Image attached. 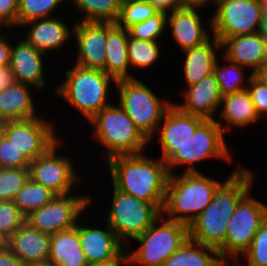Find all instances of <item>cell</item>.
I'll list each match as a JSON object with an SVG mask.
<instances>
[{"label":"cell","mask_w":267,"mask_h":266,"mask_svg":"<svg viewBox=\"0 0 267 266\" xmlns=\"http://www.w3.org/2000/svg\"><path fill=\"white\" fill-rule=\"evenodd\" d=\"M215 190L211 203L189 224V239L218 249L239 201L253 188L254 173L237 165Z\"/></svg>","instance_id":"obj_1"},{"label":"cell","mask_w":267,"mask_h":266,"mask_svg":"<svg viewBox=\"0 0 267 266\" xmlns=\"http://www.w3.org/2000/svg\"><path fill=\"white\" fill-rule=\"evenodd\" d=\"M112 185L119 191L163 208L169 171L161 158L145 153L117 155L105 161Z\"/></svg>","instance_id":"obj_2"},{"label":"cell","mask_w":267,"mask_h":266,"mask_svg":"<svg viewBox=\"0 0 267 266\" xmlns=\"http://www.w3.org/2000/svg\"><path fill=\"white\" fill-rule=\"evenodd\" d=\"M221 183L202 172L170 174L161 215L189 226L211 203Z\"/></svg>","instance_id":"obj_3"},{"label":"cell","mask_w":267,"mask_h":266,"mask_svg":"<svg viewBox=\"0 0 267 266\" xmlns=\"http://www.w3.org/2000/svg\"><path fill=\"white\" fill-rule=\"evenodd\" d=\"M63 83L53 88L57 95L90 121L101 109L111 104L109 92L116 80L103 70L73 65L65 72ZM112 84V85H111Z\"/></svg>","instance_id":"obj_4"},{"label":"cell","mask_w":267,"mask_h":266,"mask_svg":"<svg viewBox=\"0 0 267 266\" xmlns=\"http://www.w3.org/2000/svg\"><path fill=\"white\" fill-rule=\"evenodd\" d=\"M89 123L93 138L104 149L105 161L117 155L143 153L147 144L151 145L118 102L101 109Z\"/></svg>","instance_id":"obj_5"},{"label":"cell","mask_w":267,"mask_h":266,"mask_svg":"<svg viewBox=\"0 0 267 266\" xmlns=\"http://www.w3.org/2000/svg\"><path fill=\"white\" fill-rule=\"evenodd\" d=\"M188 238V225L160 215L149 228L133 239L139 245L137 249H129V245H126L128 262L132 266H164L165 261Z\"/></svg>","instance_id":"obj_6"},{"label":"cell","mask_w":267,"mask_h":266,"mask_svg":"<svg viewBox=\"0 0 267 266\" xmlns=\"http://www.w3.org/2000/svg\"><path fill=\"white\" fill-rule=\"evenodd\" d=\"M115 86L119 93L118 103L136 128L149 142L156 140L157 128L173 102L166 98L160 99L152 88L137 77L117 80Z\"/></svg>","instance_id":"obj_7"},{"label":"cell","mask_w":267,"mask_h":266,"mask_svg":"<svg viewBox=\"0 0 267 266\" xmlns=\"http://www.w3.org/2000/svg\"><path fill=\"white\" fill-rule=\"evenodd\" d=\"M225 133L214 120H205L195 131L192 137L166 161L170 174H174L176 167L184 168L185 173L200 172L195 166L207 159H219L231 162ZM195 164V165H194Z\"/></svg>","instance_id":"obj_8"},{"label":"cell","mask_w":267,"mask_h":266,"mask_svg":"<svg viewBox=\"0 0 267 266\" xmlns=\"http://www.w3.org/2000/svg\"><path fill=\"white\" fill-rule=\"evenodd\" d=\"M267 219V205L249 191L237 204L224 238L217 249L222 259L233 265L251 245L257 230Z\"/></svg>","instance_id":"obj_9"},{"label":"cell","mask_w":267,"mask_h":266,"mask_svg":"<svg viewBox=\"0 0 267 266\" xmlns=\"http://www.w3.org/2000/svg\"><path fill=\"white\" fill-rule=\"evenodd\" d=\"M112 202L107 212V223L118 239L126 246L127 241L141 235L161 215L155 205L117 190L113 186Z\"/></svg>","instance_id":"obj_10"},{"label":"cell","mask_w":267,"mask_h":266,"mask_svg":"<svg viewBox=\"0 0 267 266\" xmlns=\"http://www.w3.org/2000/svg\"><path fill=\"white\" fill-rule=\"evenodd\" d=\"M263 0H217L209 29L220 42L259 31Z\"/></svg>","instance_id":"obj_11"},{"label":"cell","mask_w":267,"mask_h":266,"mask_svg":"<svg viewBox=\"0 0 267 266\" xmlns=\"http://www.w3.org/2000/svg\"><path fill=\"white\" fill-rule=\"evenodd\" d=\"M63 142V138L60 139L45 154L29 164V177L57 195L75 193L76 191H73L75 186L80 185L84 180L82 176L75 173L73 160L61 154L60 149L66 145Z\"/></svg>","instance_id":"obj_12"},{"label":"cell","mask_w":267,"mask_h":266,"mask_svg":"<svg viewBox=\"0 0 267 266\" xmlns=\"http://www.w3.org/2000/svg\"><path fill=\"white\" fill-rule=\"evenodd\" d=\"M73 194V195H72ZM91 195L69 193L57 195L51 202L33 210L25 217V222L32 228L52 235L71 229L77 225L81 215L91 204Z\"/></svg>","instance_id":"obj_13"},{"label":"cell","mask_w":267,"mask_h":266,"mask_svg":"<svg viewBox=\"0 0 267 266\" xmlns=\"http://www.w3.org/2000/svg\"><path fill=\"white\" fill-rule=\"evenodd\" d=\"M38 116L33 119L7 121L3 134L29 162L45 154L61 137L53 121Z\"/></svg>","instance_id":"obj_14"},{"label":"cell","mask_w":267,"mask_h":266,"mask_svg":"<svg viewBox=\"0 0 267 266\" xmlns=\"http://www.w3.org/2000/svg\"><path fill=\"white\" fill-rule=\"evenodd\" d=\"M205 120L203 117L184 113L175 104H172L164 113L155 133L162 150L160 158L166 162L179 147L192 137Z\"/></svg>","instance_id":"obj_15"},{"label":"cell","mask_w":267,"mask_h":266,"mask_svg":"<svg viewBox=\"0 0 267 266\" xmlns=\"http://www.w3.org/2000/svg\"><path fill=\"white\" fill-rule=\"evenodd\" d=\"M75 22L73 37L78 51L74 64L105 72L107 22Z\"/></svg>","instance_id":"obj_16"},{"label":"cell","mask_w":267,"mask_h":266,"mask_svg":"<svg viewBox=\"0 0 267 266\" xmlns=\"http://www.w3.org/2000/svg\"><path fill=\"white\" fill-rule=\"evenodd\" d=\"M18 42V43H17ZM12 43L10 68L15 82L31 85L34 89L45 90L46 76L44 52L37 50L24 38Z\"/></svg>","instance_id":"obj_17"},{"label":"cell","mask_w":267,"mask_h":266,"mask_svg":"<svg viewBox=\"0 0 267 266\" xmlns=\"http://www.w3.org/2000/svg\"><path fill=\"white\" fill-rule=\"evenodd\" d=\"M201 9L181 7L167 13L166 27L170 28L172 38L181 52L203 44L212 36V31L203 26V16L199 13Z\"/></svg>","instance_id":"obj_18"},{"label":"cell","mask_w":267,"mask_h":266,"mask_svg":"<svg viewBox=\"0 0 267 266\" xmlns=\"http://www.w3.org/2000/svg\"><path fill=\"white\" fill-rule=\"evenodd\" d=\"M27 32L23 37L30 45L37 50L49 54V52L56 50L68 44L67 41L72 42L73 25H67L65 19L59 16L49 18H42L29 21L22 25Z\"/></svg>","instance_id":"obj_19"},{"label":"cell","mask_w":267,"mask_h":266,"mask_svg":"<svg viewBox=\"0 0 267 266\" xmlns=\"http://www.w3.org/2000/svg\"><path fill=\"white\" fill-rule=\"evenodd\" d=\"M181 93L183 101L174 103L182 112L214 120L220 108L222 95L214 73L204 77L197 84L187 87Z\"/></svg>","instance_id":"obj_20"},{"label":"cell","mask_w":267,"mask_h":266,"mask_svg":"<svg viewBox=\"0 0 267 266\" xmlns=\"http://www.w3.org/2000/svg\"><path fill=\"white\" fill-rule=\"evenodd\" d=\"M82 223H79L80 244L89 265L116 259L126 249L107 223L105 229Z\"/></svg>","instance_id":"obj_21"},{"label":"cell","mask_w":267,"mask_h":266,"mask_svg":"<svg viewBox=\"0 0 267 266\" xmlns=\"http://www.w3.org/2000/svg\"><path fill=\"white\" fill-rule=\"evenodd\" d=\"M51 235L38 231L24 222L5 242L24 266L48 264Z\"/></svg>","instance_id":"obj_22"},{"label":"cell","mask_w":267,"mask_h":266,"mask_svg":"<svg viewBox=\"0 0 267 266\" xmlns=\"http://www.w3.org/2000/svg\"><path fill=\"white\" fill-rule=\"evenodd\" d=\"M265 39L254 34L227 37L221 42L222 56L230 62L251 70L254 74L264 59Z\"/></svg>","instance_id":"obj_23"},{"label":"cell","mask_w":267,"mask_h":266,"mask_svg":"<svg viewBox=\"0 0 267 266\" xmlns=\"http://www.w3.org/2000/svg\"><path fill=\"white\" fill-rule=\"evenodd\" d=\"M220 50H222L221 42L212 35L203 44L182 51L185 55L182 63V75L186 81V88L214 73L215 65L220 57L218 55Z\"/></svg>","instance_id":"obj_24"},{"label":"cell","mask_w":267,"mask_h":266,"mask_svg":"<svg viewBox=\"0 0 267 266\" xmlns=\"http://www.w3.org/2000/svg\"><path fill=\"white\" fill-rule=\"evenodd\" d=\"M31 85L14 82L0 92V120L19 121L41 116L32 96ZM39 114V115H38Z\"/></svg>","instance_id":"obj_25"},{"label":"cell","mask_w":267,"mask_h":266,"mask_svg":"<svg viewBox=\"0 0 267 266\" xmlns=\"http://www.w3.org/2000/svg\"><path fill=\"white\" fill-rule=\"evenodd\" d=\"M219 117L216 122L224 133L232 131L231 127L244 128L257 124L262 120L256 112L255 105L251 100L247 89L222 96L219 108ZM221 119L224 125L221 124ZM227 131V132H226Z\"/></svg>","instance_id":"obj_26"},{"label":"cell","mask_w":267,"mask_h":266,"mask_svg":"<svg viewBox=\"0 0 267 266\" xmlns=\"http://www.w3.org/2000/svg\"><path fill=\"white\" fill-rule=\"evenodd\" d=\"M128 40L127 29L120 27L117 23L107 22L105 72L116 81L136 78L134 74L130 73L132 71H129Z\"/></svg>","instance_id":"obj_27"},{"label":"cell","mask_w":267,"mask_h":266,"mask_svg":"<svg viewBox=\"0 0 267 266\" xmlns=\"http://www.w3.org/2000/svg\"><path fill=\"white\" fill-rule=\"evenodd\" d=\"M80 220L75 227L51 235L49 265L89 266L80 244Z\"/></svg>","instance_id":"obj_28"},{"label":"cell","mask_w":267,"mask_h":266,"mask_svg":"<svg viewBox=\"0 0 267 266\" xmlns=\"http://www.w3.org/2000/svg\"><path fill=\"white\" fill-rule=\"evenodd\" d=\"M217 249L187 239L164 266H227Z\"/></svg>","instance_id":"obj_29"},{"label":"cell","mask_w":267,"mask_h":266,"mask_svg":"<svg viewBox=\"0 0 267 266\" xmlns=\"http://www.w3.org/2000/svg\"><path fill=\"white\" fill-rule=\"evenodd\" d=\"M79 11L77 22H109L117 23L121 13L122 0H68Z\"/></svg>","instance_id":"obj_30"},{"label":"cell","mask_w":267,"mask_h":266,"mask_svg":"<svg viewBox=\"0 0 267 266\" xmlns=\"http://www.w3.org/2000/svg\"><path fill=\"white\" fill-rule=\"evenodd\" d=\"M220 58H222L223 61ZM220 58L214 68V74L218 81L220 94L224 96L245 90L253 74L251 72L250 74L248 72L246 73L245 70L248 69L236 63L230 62L223 56ZM221 61L225 62V64H221ZM245 74H249V77Z\"/></svg>","instance_id":"obj_31"},{"label":"cell","mask_w":267,"mask_h":266,"mask_svg":"<svg viewBox=\"0 0 267 266\" xmlns=\"http://www.w3.org/2000/svg\"><path fill=\"white\" fill-rule=\"evenodd\" d=\"M57 196L51 189L34 182L30 177L17 193L14 203L26 217L30 212L40 209Z\"/></svg>","instance_id":"obj_32"},{"label":"cell","mask_w":267,"mask_h":266,"mask_svg":"<svg viewBox=\"0 0 267 266\" xmlns=\"http://www.w3.org/2000/svg\"><path fill=\"white\" fill-rule=\"evenodd\" d=\"M160 43V41H146L129 37L127 50L130 68L144 71V69L154 66L161 57Z\"/></svg>","instance_id":"obj_33"},{"label":"cell","mask_w":267,"mask_h":266,"mask_svg":"<svg viewBox=\"0 0 267 266\" xmlns=\"http://www.w3.org/2000/svg\"><path fill=\"white\" fill-rule=\"evenodd\" d=\"M68 0H19L17 26L32 20L53 17L60 4Z\"/></svg>","instance_id":"obj_34"},{"label":"cell","mask_w":267,"mask_h":266,"mask_svg":"<svg viewBox=\"0 0 267 266\" xmlns=\"http://www.w3.org/2000/svg\"><path fill=\"white\" fill-rule=\"evenodd\" d=\"M159 11L146 0H122L117 24L125 29L153 17Z\"/></svg>","instance_id":"obj_35"},{"label":"cell","mask_w":267,"mask_h":266,"mask_svg":"<svg viewBox=\"0 0 267 266\" xmlns=\"http://www.w3.org/2000/svg\"><path fill=\"white\" fill-rule=\"evenodd\" d=\"M240 258L246 261L245 264L238 259L232 266H267V219Z\"/></svg>","instance_id":"obj_36"},{"label":"cell","mask_w":267,"mask_h":266,"mask_svg":"<svg viewBox=\"0 0 267 266\" xmlns=\"http://www.w3.org/2000/svg\"><path fill=\"white\" fill-rule=\"evenodd\" d=\"M29 178V168H0V201H14Z\"/></svg>","instance_id":"obj_37"},{"label":"cell","mask_w":267,"mask_h":266,"mask_svg":"<svg viewBox=\"0 0 267 266\" xmlns=\"http://www.w3.org/2000/svg\"><path fill=\"white\" fill-rule=\"evenodd\" d=\"M167 13L158 12L151 18L140 22L138 24L129 27V37L141 39V40H152L161 41V37L165 31H167Z\"/></svg>","instance_id":"obj_38"},{"label":"cell","mask_w":267,"mask_h":266,"mask_svg":"<svg viewBox=\"0 0 267 266\" xmlns=\"http://www.w3.org/2000/svg\"><path fill=\"white\" fill-rule=\"evenodd\" d=\"M25 222L14 201H0V243H5Z\"/></svg>","instance_id":"obj_39"},{"label":"cell","mask_w":267,"mask_h":266,"mask_svg":"<svg viewBox=\"0 0 267 266\" xmlns=\"http://www.w3.org/2000/svg\"><path fill=\"white\" fill-rule=\"evenodd\" d=\"M30 162L3 134L0 137V168H29Z\"/></svg>","instance_id":"obj_40"},{"label":"cell","mask_w":267,"mask_h":266,"mask_svg":"<svg viewBox=\"0 0 267 266\" xmlns=\"http://www.w3.org/2000/svg\"><path fill=\"white\" fill-rule=\"evenodd\" d=\"M247 91L255 105L257 114L261 119L267 118V84L261 82L254 75L251 76Z\"/></svg>","instance_id":"obj_41"},{"label":"cell","mask_w":267,"mask_h":266,"mask_svg":"<svg viewBox=\"0 0 267 266\" xmlns=\"http://www.w3.org/2000/svg\"><path fill=\"white\" fill-rule=\"evenodd\" d=\"M18 2L19 0H0V28L3 30L17 28Z\"/></svg>","instance_id":"obj_42"},{"label":"cell","mask_w":267,"mask_h":266,"mask_svg":"<svg viewBox=\"0 0 267 266\" xmlns=\"http://www.w3.org/2000/svg\"><path fill=\"white\" fill-rule=\"evenodd\" d=\"M1 30V29H0ZM1 32V31H0ZM0 33V68L5 66H10V57H11V49H12V41H10V37L7 33Z\"/></svg>","instance_id":"obj_43"},{"label":"cell","mask_w":267,"mask_h":266,"mask_svg":"<svg viewBox=\"0 0 267 266\" xmlns=\"http://www.w3.org/2000/svg\"><path fill=\"white\" fill-rule=\"evenodd\" d=\"M0 266H24V264L5 243H0Z\"/></svg>","instance_id":"obj_44"},{"label":"cell","mask_w":267,"mask_h":266,"mask_svg":"<svg viewBox=\"0 0 267 266\" xmlns=\"http://www.w3.org/2000/svg\"><path fill=\"white\" fill-rule=\"evenodd\" d=\"M151 3L159 12L170 13L181 8L179 0H146Z\"/></svg>","instance_id":"obj_45"},{"label":"cell","mask_w":267,"mask_h":266,"mask_svg":"<svg viewBox=\"0 0 267 266\" xmlns=\"http://www.w3.org/2000/svg\"><path fill=\"white\" fill-rule=\"evenodd\" d=\"M15 82L10 66L0 68V92Z\"/></svg>","instance_id":"obj_46"},{"label":"cell","mask_w":267,"mask_h":266,"mask_svg":"<svg viewBox=\"0 0 267 266\" xmlns=\"http://www.w3.org/2000/svg\"><path fill=\"white\" fill-rule=\"evenodd\" d=\"M128 263V255L126 249L116 258L107 262L94 263L89 266H125Z\"/></svg>","instance_id":"obj_47"},{"label":"cell","mask_w":267,"mask_h":266,"mask_svg":"<svg viewBox=\"0 0 267 266\" xmlns=\"http://www.w3.org/2000/svg\"><path fill=\"white\" fill-rule=\"evenodd\" d=\"M182 7H191V8H203L209 6L210 3L214 6L216 5L217 0H179Z\"/></svg>","instance_id":"obj_48"},{"label":"cell","mask_w":267,"mask_h":266,"mask_svg":"<svg viewBox=\"0 0 267 266\" xmlns=\"http://www.w3.org/2000/svg\"><path fill=\"white\" fill-rule=\"evenodd\" d=\"M253 75L261 82L267 84V61H264Z\"/></svg>","instance_id":"obj_49"},{"label":"cell","mask_w":267,"mask_h":266,"mask_svg":"<svg viewBox=\"0 0 267 266\" xmlns=\"http://www.w3.org/2000/svg\"><path fill=\"white\" fill-rule=\"evenodd\" d=\"M258 33L267 41V15H262Z\"/></svg>","instance_id":"obj_50"},{"label":"cell","mask_w":267,"mask_h":266,"mask_svg":"<svg viewBox=\"0 0 267 266\" xmlns=\"http://www.w3.org/2000/svg\"><path fill=\"white\" fill-rule=\"evenodd\" d=\"M262 15H267V0H263Z\"/></svg>","instance_id":"obj_51"},{"label":"cell","mask_w":267,"mask_h":266,"mask_svg":"<svg viewBox=\"0 0 267 266\" xmlns=\"http://www.w3.org/2000/svg\"><path fill=\"white\" fill-rule=\"evenodd\" d=\"M4 126H5V122L0 120V137L3 135Z\"/></svg>","instance_id":"obj_52"},{"label":"cell","mask_w":267,"mask_h":266,"mask_svg":"<svg viewBox=\"0 0 267 266\" xmlns=\"http://www.w3.org/2000/svg\"><path fill=\"white\" fill-rule=\"evenodd\" d=\"M264 59L267 61V41L265 43V48H264Z\"/></svg>","instance_id":"obj_53"},{"label":"cell","mask_w":267,"mask_h":266,"mask_svg":"<svg viewBox=\"0 0 267 266\" xmlns=\"http://www.w3.org/2000/svg\"><path fill=\"white\" fill-rule=\"evenodd\" d=\"M41 266H52V265H49V264H44V265H41Z\"/></svg>","instance_id":"obj_54"},{"label":"cell","mask_w":267,"mask_h":266,"mask_svg":"<svg viewBox=\"0 0 267 266\" xmlns=\"http://www.w3.org/2000/svg\"><path fill=\"white\" fill-rule=\"evenodd\" d=\"M125 266H132L129 262Z\"/></svg>","instance_id":"obj_55"}]
</instances>
